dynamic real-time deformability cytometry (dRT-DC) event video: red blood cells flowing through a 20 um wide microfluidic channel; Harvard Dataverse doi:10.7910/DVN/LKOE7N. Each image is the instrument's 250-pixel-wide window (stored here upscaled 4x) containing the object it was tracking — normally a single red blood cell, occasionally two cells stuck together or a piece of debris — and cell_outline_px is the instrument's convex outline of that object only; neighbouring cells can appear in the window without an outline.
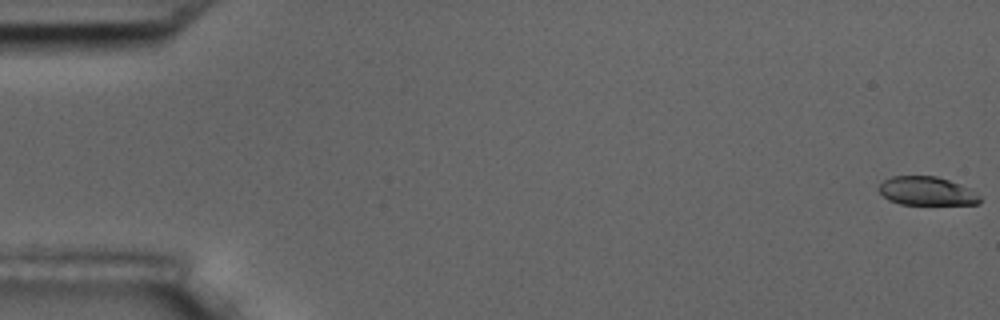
{"species": "common noctule bat (a hibernating species)", "species_latin": "Nyctalus noctula", "temperature_condition": "room temperature", "stored_images_in_passage": 7, "camera_frame_rate_fps": 3000, "um_per_image_px": 0.085, "animal": {"sex": "male", "body_mass_g": 17.5, "forearm_length_mm": 52.3}, "frame": {"image": 1, "passage_image": 1, "time_ms": 0.0, "image_size_px": [1000, 320], "cell_outline_px": [[980, 204], [900, 204], [888, 200], [876, 188], [884, 180], [892, 176], [936, 176], [960, 184], [976, 192], [980, 196]], "centroid_in_image_um": [78.75, 16.24], "position_along_channel_um": 6.2, "area_um2": 16.82}}
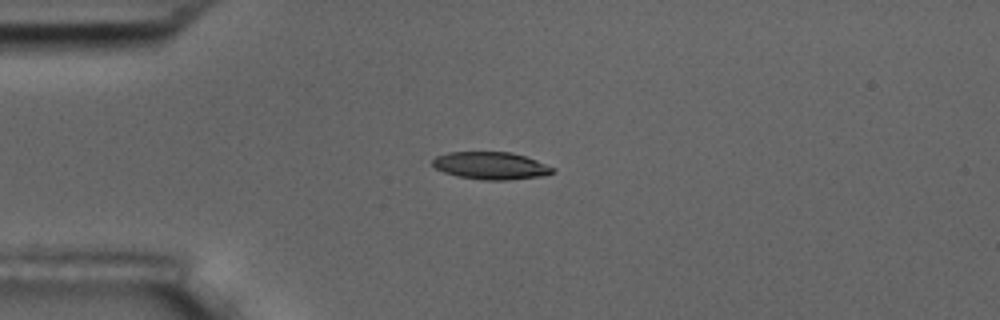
{"frame": {"image": 2, "passage_image": 5, "time_ms": 4.667, "image_size_px": [1000, 320], "cell_outline_px": [[556, 172], [544, 176], [508, 180], [480, 180], [456, 176], [444, 172], [436, 168], [432, 164], [432, 160], [436, 156], [448, 152], [512, 152], [536, 160], [556, 168]], "centroid_in_image_um": [41.75, 14.09], "position_along_channel_um": 43.3, "area_um2": 19.42}}